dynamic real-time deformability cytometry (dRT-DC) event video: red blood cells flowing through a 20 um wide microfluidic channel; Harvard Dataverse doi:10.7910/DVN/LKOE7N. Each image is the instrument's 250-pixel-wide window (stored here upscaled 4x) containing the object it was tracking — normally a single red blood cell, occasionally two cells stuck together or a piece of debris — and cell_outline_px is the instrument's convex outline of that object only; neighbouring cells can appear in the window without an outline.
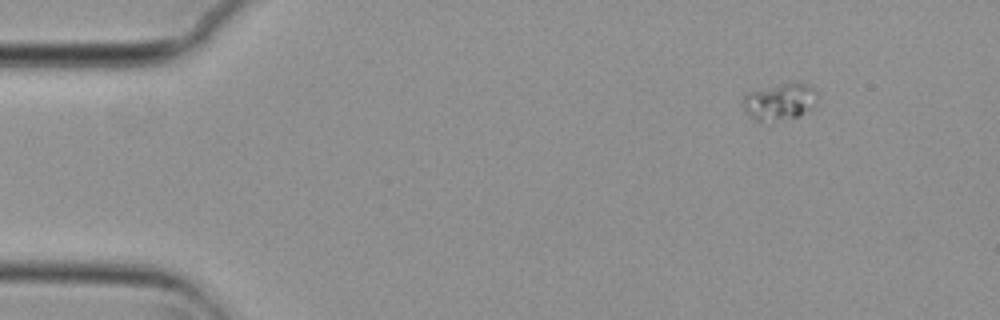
{"species": "common noctule bat (a hibernating species)", "species_latin": "Nyctalus noctula", "temperature_condition": "cold", "stored_images_in_passage": 51, "camera_frame_rate_fps": 3000, "um_per_image_px": 0.085, "animal": {"sex": "female", "body_mass_g": 29.2, "forearm_length_mm": 56.3}, "frame": {"image": 1, "passage_image": 1, "time_ms": 0.0, "image_size_px": [1000, 320], "cell_outline_px": [[816, 104], [812, 108], [796, 116], [760, 120], [756, 120], [744, 108], [744, 92], [792, 80], [796, 80], [812, 84], [816, 92]], "centroid_in_image_um": [66.33, 8.52], "position_along_channel_um": 18.7, "area_um2": 15.9}}
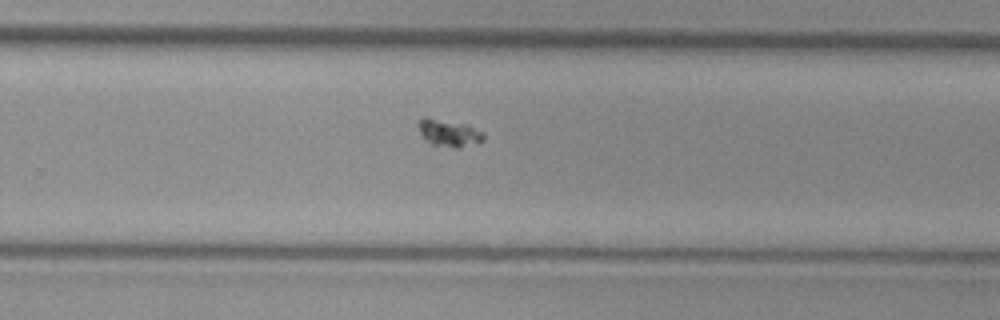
{"frame": {"image": 2, "passage_image": 31, "time_ms": 10.0, "image_size_px": [1000, 320], "cell_outline_px": [[484, 140], [460, 148], [452, 148], [432, 144], [420, 132], [420, 120], [424, 116], [428, 116], [468, 124], [484, 132]], "centroid_in_image_um": [38.21, 11.28], "position_along_channel_um": 291.6, "area_um2": 10.35}}
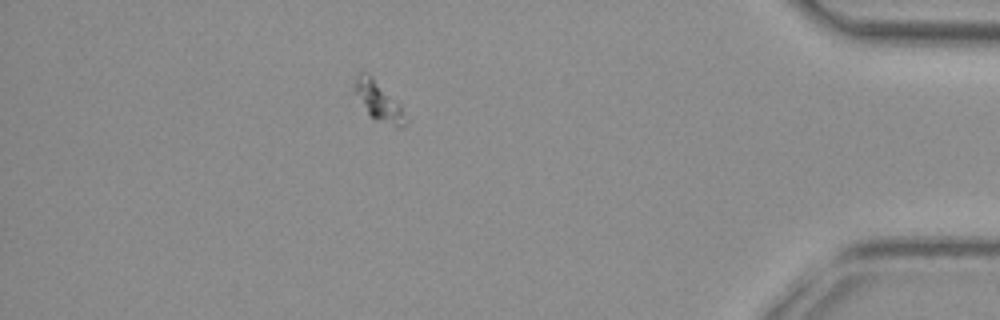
{"frame": {"image": 3, "passage_image": 44, "time_ms": 14.333, "image_size_px": [1000, 320], "cell_outline_px": [[408, 124], [400, 128], [376, 120], [368, 116], [352, 88], [352, 84], [356, 72], [368, 72], [400, 104], [408, 120]], "centroid_in_image_um": [32.14, 8.58], "position_along_channel_um": 403.1, "area_um2": 12.08}}